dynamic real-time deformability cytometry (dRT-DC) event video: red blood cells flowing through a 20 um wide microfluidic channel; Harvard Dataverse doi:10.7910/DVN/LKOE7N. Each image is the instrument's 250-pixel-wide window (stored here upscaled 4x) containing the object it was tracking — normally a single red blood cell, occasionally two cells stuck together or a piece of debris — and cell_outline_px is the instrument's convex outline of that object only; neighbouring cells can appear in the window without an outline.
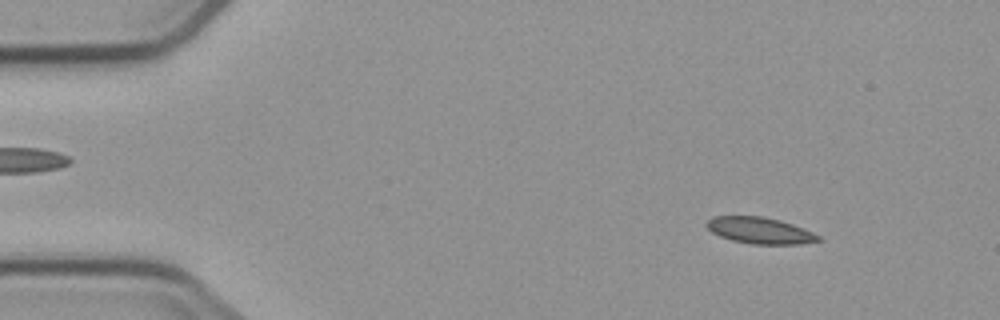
{"species": "common noctule bat (a hibernating species)", "species_latin": "Nyctalus noctula", "temperature_condition": "cold", "stored_images_in_passage": 4, "segment_of_instrument_passage": [1, 2], "camera_frame_rate_fps": 3000, "um_per_image_px": 0.085, "animal": {"sex": "male", "body_mass_g": 23.1, "forearm_length_mm": 52.7}, "frame": {"image": 1, "passage_image": 1, "time_ms": 0.0, "image_size_px": [1000, 320], "cell_outline_px": [[824, 240], [800, 244], [752, 244], [732, 240], [720, 236], [712, 232], [704, 224], [712, 216], [764, 216], [780, 220], [804, 228], [820, 236]], "centroid_in_image_um": [64.6, 19.59], "position_along_channel_um": 20.4, "area_um2": 17.28}}